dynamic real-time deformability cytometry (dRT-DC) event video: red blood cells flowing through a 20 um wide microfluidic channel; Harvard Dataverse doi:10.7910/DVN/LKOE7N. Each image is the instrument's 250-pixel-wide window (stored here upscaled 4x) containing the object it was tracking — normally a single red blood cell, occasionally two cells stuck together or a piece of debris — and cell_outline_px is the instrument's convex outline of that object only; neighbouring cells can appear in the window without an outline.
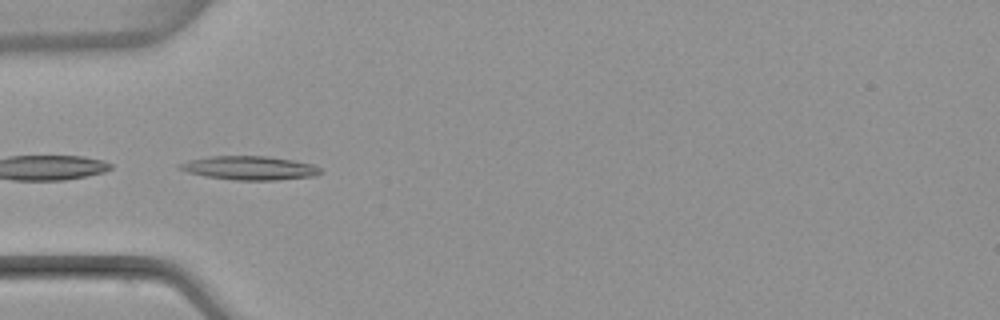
{"species": "common noctule bat (a hibernating species)", "species_latin": "Nyctalus noctula", "temperature_condition": "warm", "stored_images_in_passage": 5, "camera_frame_rate_fps": 3000, "um_per_image_px": 0.085, "animal": {"sex": "female", "body_mass_g": 22.7, "forearm_length_mm": 54.2}, "frame": {"image": 1, "passage_image": 4, "time_ms": 4.667, "image_size_px": [1000, 320], "cell_outline_px": [[324, 172], [312, 176], [276, 180], [236, 180], [204, 176], [188, 172], [176, 168], [176, 164], [188, 160], [212, 156], [268, 156], [292, 160], [312, 164], [320, 168]], "centroid_in_image_um": [21.17, 14.27], "position_along_channel_um": 63.8, "area_um2": 19.54}}
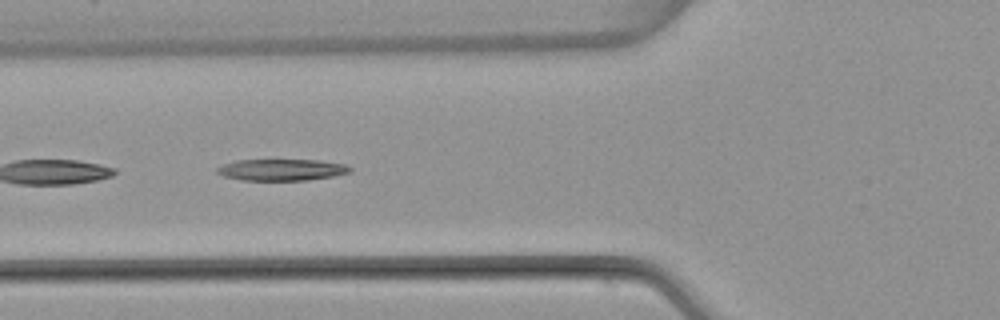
{"frame": {"image": 2, "passage_image": 5, "time_ms": 5.667, "image_size_px": [1000, 320], "cell_outline_px": [[352, 172], [332, 176], [308, 180], [240, 180], [224, 176], [216, 172], [216, 168], [224, 164], [236, 160], [320, 160], [344, 164], [352, 168]], "centroid_in_image_um": [23.94, 14.43], "position_along_channel_um": 101.9, "area_um2": 16.65}}